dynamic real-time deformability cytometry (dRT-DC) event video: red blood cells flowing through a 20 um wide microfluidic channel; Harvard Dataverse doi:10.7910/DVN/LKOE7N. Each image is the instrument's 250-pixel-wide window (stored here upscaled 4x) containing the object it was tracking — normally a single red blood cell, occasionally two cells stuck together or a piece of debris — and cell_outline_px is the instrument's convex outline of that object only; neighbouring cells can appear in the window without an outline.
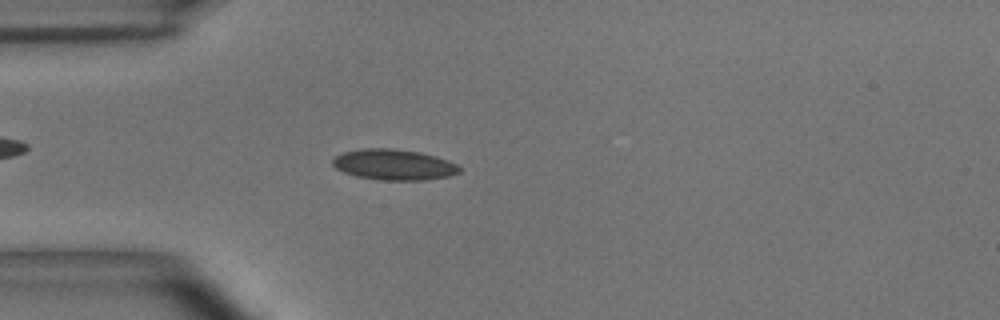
{"species": "common noctule bat (a hibernating species)", "species_latin": "Nyctalus noctula", "temperature_condition": "room temperature", "stored_images_in_passage": 3, "camera_frame_rate_fps": 3000, "um_per_image_px": 0.085, "animal": {"sex": "male", "body_mass_g": 15.6}, "frame": {"image": 1, "passage_image": 3, "time_ms": 0.667, "image_size_px": [1000, 320], "cell_outline_px": [[460, 172], [448, 176], [428, 180], [380, 180], [356, 176], [344, 172], [336, 168], [332, 164], [332, 160], [336, 156], [344, 152], [360, 148], [396, 148], [420, 152], [436, 156], [448, 160], [456, 164], [460, 168]], "centroid_in_image_um": [33.48, 13.99], "position_along_channel_um": 51.5, "area_um2": 22.83}}